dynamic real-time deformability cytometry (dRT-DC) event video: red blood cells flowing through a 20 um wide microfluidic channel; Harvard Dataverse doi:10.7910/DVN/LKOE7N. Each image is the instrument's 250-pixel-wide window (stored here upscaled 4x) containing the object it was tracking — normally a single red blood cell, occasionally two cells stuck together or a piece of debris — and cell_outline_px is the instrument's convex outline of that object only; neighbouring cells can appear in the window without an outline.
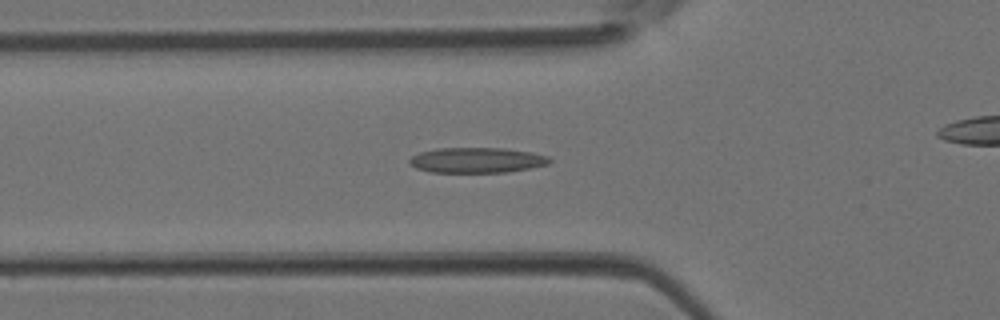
{"species": "Egyptian fruit bat (a non-hibernating species)", "species_latin": "Rousettus aegyptiacus", "temperature_condition": "room temperature", "stored_images_in_passage": 37, "camera_frame_rate_fps": 3000, "um_per_image_px": 0.085, "animal": {"sex": "female"}, "frame": {"image": 1, "passage_image": 7, "time_ms": 2.0, "image_size_px": [1000, 320], "cell_outline_px": [[552, 160], [548, 164], [508, 172], [432, 172], [416, 168], [408, 164], [408, 160], [412, 156], [420, 152], [436, 148], [504, 148], [532, 152], [548, 156]], "centroid_in_image_um": [40.51, 13.61], "position_along_channel_um": 85.3, "area_um2": 20.69}}
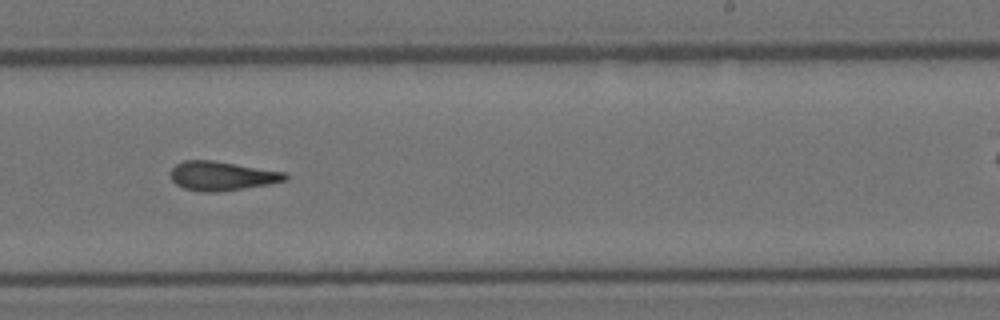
{"frame": {"image": 2, "passage_image": 19, "time_ms": 6.0, "image_size_px": [1000, 320], "cell_outline_px": [[288, 180], [268, 184], [244, 188], [216, 192], [200, 192], [184, 188], [176, 184], [172, 180], [172, 168], [176, 164], [184, 160], [212, 160], [288, 172]], "centroid_in_image_um": [18.9, 14.95], "position_along_channel_um": 270.1, "area_um2": 19.48}}
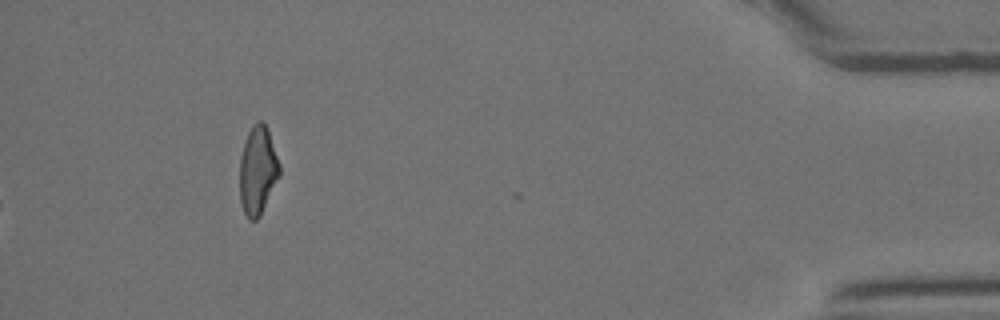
{"frame": {"image": 3, "passage_image": 37, "time_ms": 12.0, "image_size_px": [1000, 320], "cell_outline_px": [[280, 176], [260, 216], [256, 220], [248, 220], [240, 204], [240, 156], [244, 140], [252, 124], [256, 120], [260, 120], [268, 128], [280, 164]], "centroid_in_image_um": [21.9, 14.47], "position_along_channel_um": 413.3, "area_um2": 20.87}}